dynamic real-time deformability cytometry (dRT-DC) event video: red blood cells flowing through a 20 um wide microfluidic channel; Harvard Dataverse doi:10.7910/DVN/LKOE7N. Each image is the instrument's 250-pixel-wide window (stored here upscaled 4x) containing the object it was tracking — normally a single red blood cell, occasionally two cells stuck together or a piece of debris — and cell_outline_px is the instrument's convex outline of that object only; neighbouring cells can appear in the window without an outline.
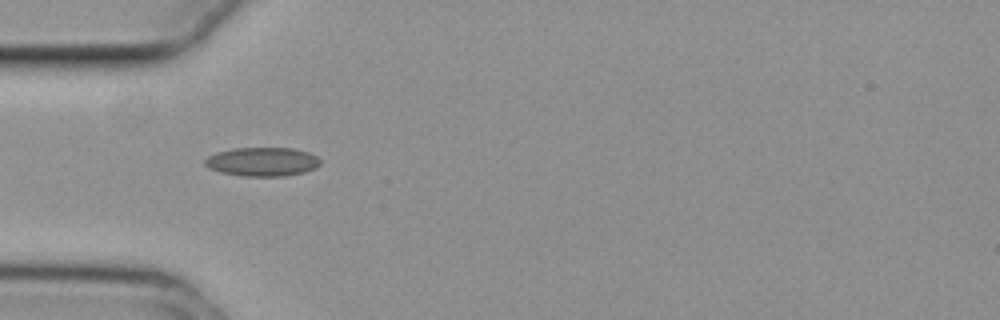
{"species": "common noctule bat (a hibernating species)", "species_latin": "Nyctalus noctula", "temperature_condition": "cold", "stored_images_in_passage": 37, "camera_frame_rate_fps": 3000, "um_per_image_px": 0.085, "animal": {"sex": "female", "body_mass_g": 29.2, "forearm_length_mm": 56.3}, "frame": {"image": 1, "passage_image": 1, "time_ms": 0.0, "image_size_px": [1000, 320], "cell_outline_px": [[320, 164], [316, 168], [304, 172], [284, 176], [244, 176], [220, 172], [208, 168], [204, 164], [204, 160], [208, 156], [216, 152], [232, 148], [292, 148], [308, 152], [316, 156], [320, 160]], "centroid_in_image_um": [22.28, 13.74], "position_along_channel_um": 62.7, "area_um2": 19.48}}
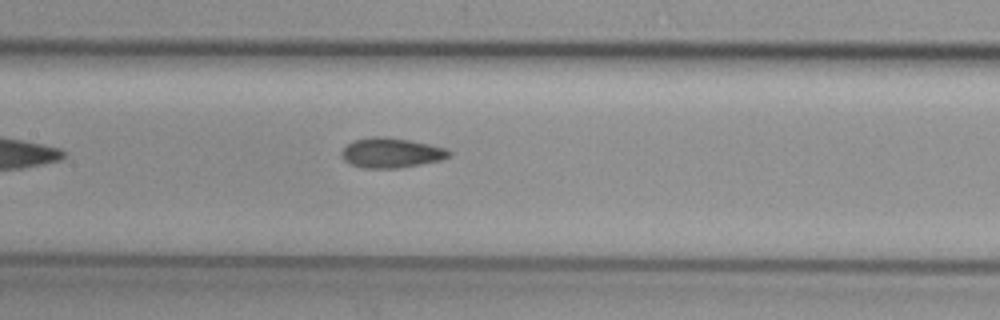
{"frame": {"image": 2, "passage_image": 10, "time_ms": 3.0, "image_size_px": [1000, 320], "cell_outline_px": [[452, 152], [448, 156], [440, 160], [400, 168], [360, 168], [344, 160], [340, 152], [352, 140], [372, 136], [384, 136], [408, 140], [448, 148]], "centroid_in_image_um": [33.23, 12.98], "position_along_channel_um": 174.2, "area_um2": 18.73}}
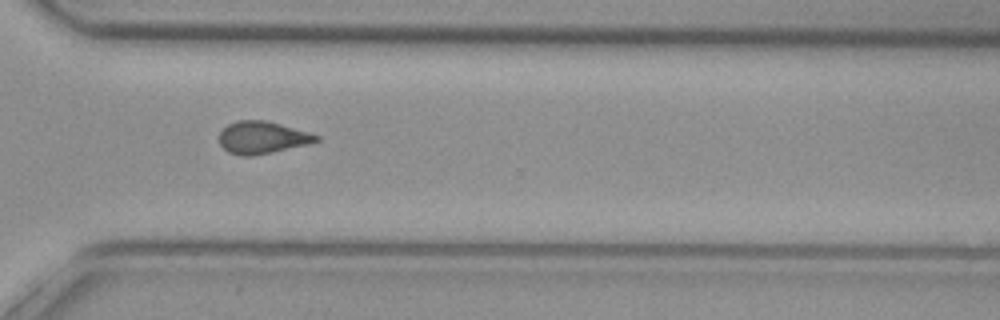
{"frame": {"image": 3, "passage_image": 24, "time_ms": 7.667, "image_size_px": [1000, 320], "cell_outline_px": [[320, 140], [308, 144], [272, 152], [252, 156], [244, 156], [228, 152], [220, 144], [220, 132], [228, 124], [236, 120], [264, 120], [280, 124], [308, 132], [320, 136]], "centroid_in_image_um": [22.29, 11.69], "position_along_channel_um": 348.3, "area_um2": 18.09}, "authors_computed_cell_mechanics": {"area_um2": 18.1492, "velocity_mm_per_s": 3.7449, "shape_relaxation_time_tau1_ms": null, "shape_relaxation_time_tau2_ms": 2.8023, "deformation_change_tau1": null, "deformation_change_tau2": 0.0921}}